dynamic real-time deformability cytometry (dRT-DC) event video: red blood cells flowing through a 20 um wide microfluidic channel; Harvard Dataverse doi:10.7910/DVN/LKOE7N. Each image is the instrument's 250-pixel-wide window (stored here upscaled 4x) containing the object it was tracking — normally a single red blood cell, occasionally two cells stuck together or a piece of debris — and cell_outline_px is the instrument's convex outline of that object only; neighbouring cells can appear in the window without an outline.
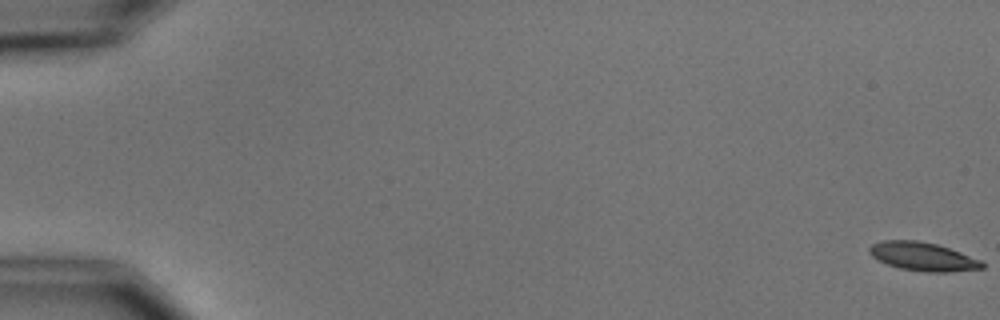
{"species": "common noctule bat (a hibernating species)", "species_latin": "Nyctalus noctula", "temperature_condition": "cold", "stored_images_in_passage": 6, "camera_frame_rate_fps": 3000, "um_per_image_px": 0.085, "animal": {"sex": "male", "body_mass_g": 15.6}, "frame": {"image": 1, "passage_image": 1, "time_ms": 0.0, "image_size_px": [1000, 320], "cell_outline_px": [[984, 268], [948, 272], [924, 272], [900, 268], [888, 264], [872, 256], [868, 252], [868, 248], [872, 244], [884, 240], [916, 240], [936, 244], [960, 252], [980, 260], [984, 264]], "centroid_in_image_um": [78.43, 21.81], "position_along_channel_um": 6.6, "area_um2": 18.55}}
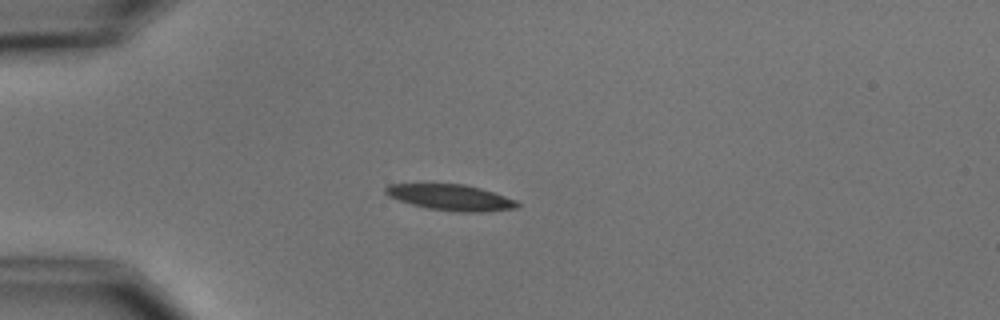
{"frame": {"image": 2, "passage_image": 5, "time_ms": 5.0, "image_size_px": [1000, 320], "cell_outline_px": [[520, 208], [484, 212], [456, 212], [428, 208], [412, 204], [388, 196], [384, 192], [384, 188], [388, 184], [464, 184], [480, 188], [516, 200], [520, 204]], "centroid_in_image_um": [38.34, 16.79], "position_along_channel_um": 46.7, "area_um2": 19.88}}